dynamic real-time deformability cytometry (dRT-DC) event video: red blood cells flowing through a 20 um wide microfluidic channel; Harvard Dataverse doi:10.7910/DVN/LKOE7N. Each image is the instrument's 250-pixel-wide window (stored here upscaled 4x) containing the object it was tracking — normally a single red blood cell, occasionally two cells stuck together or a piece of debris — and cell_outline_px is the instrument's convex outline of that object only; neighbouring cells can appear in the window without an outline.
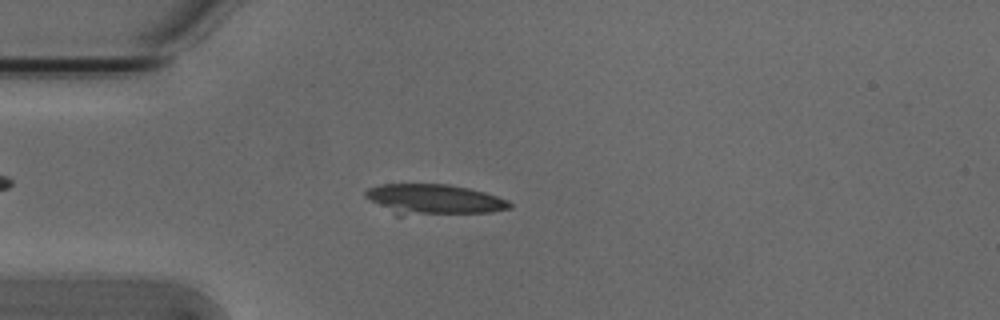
{"species": "Egyptian fruit bat (a non-hibernating species)", "species_latin": "Rousettus aegyptiacus", "temperature_condition": "cold", "stored_images_in_passage": 52, "camera_frame_rate_fps": 3000, "um_per_image_px": 0.085, "animal": {"sex": "male"}, "frame": {"image": 1, "passage_image": 13, "time_ms": 4.0, "image_size_px": [1000, 320], "cell_outline_px": [[512, 208], [492, 212], [400, 216], [396, 216], [364, 196], [364, 192], [368, 188], [380, 184], [448, 184], [468, 188], [484, 192], [508, 200], [512, 204]], "centroid_in_image_um": [36.86, 16.97], "position_along_channel_um": 48.1, "area_um2": 25.78}}
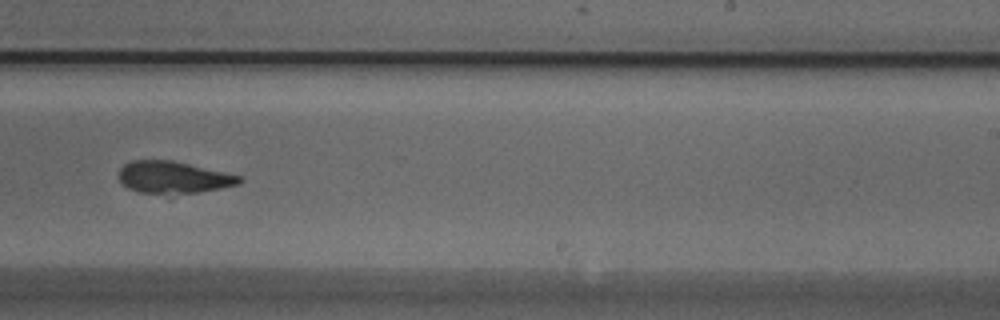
{"frame": {"image": 2, "passage_image": 32, "time_ms": 10.333, "image_size_px": [1000, 320], "cell_outline_px": [[244, 180], [240, 184], [220, 188], [196, 192], [140, 192], [128, 188], [120, 180], [120, 168], [124, 164], [132, 160], [172, 160], [224, 172], [240, 176]], "centroid_in_image_um": [14.75, 15.04], "position_along_channel_um": 274.3, "area_um2": 21.85}}
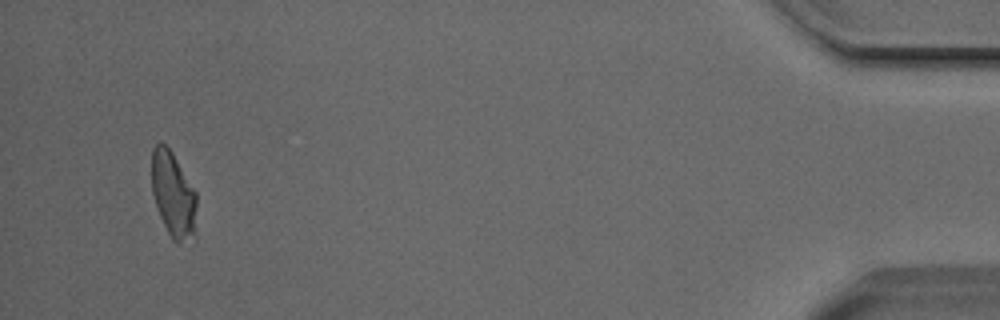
{"frame": {"image": 3, "passage_image": 50, "time_ms": 16.333, "image_size_px": [1000, 320], "cell_outline_px": [[196, 232], [176, 244], [172, 240], [160, 216], [152, 192], [152, 148], [156, 144], [164, 144], [172, 152], [196, 192]], "centroid_in_image_um": [14.72, 16.53], "position_along_channel_um": 420.5, "area_um2": 22.02}, "authors_computed_cell_mechanics": {"area_um2": 23.7847, "velocity_mm_per_s": 3.7869, "shape_relaxation_time_tau1_ms": 4.5144, "shape_relaxation_time_tau2_ms": null, "deformation_change_tau1": 0.1007, "deformation_change_tau2": null}}